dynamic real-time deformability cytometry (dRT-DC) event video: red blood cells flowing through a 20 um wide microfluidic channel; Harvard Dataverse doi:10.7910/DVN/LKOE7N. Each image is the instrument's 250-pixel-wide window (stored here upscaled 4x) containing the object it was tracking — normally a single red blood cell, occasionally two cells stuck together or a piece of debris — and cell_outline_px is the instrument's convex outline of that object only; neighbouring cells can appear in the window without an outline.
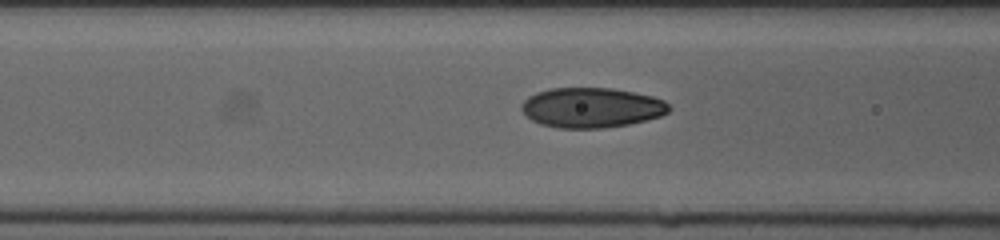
{"species": "human", "species_latin": "Homo sapiens", "temperature_condition": "cold", "stored_images_in_passage": 18, "camera_frame_rate_fps": 3000, "um_per_image_px": 0.085, "donor": {"sex": "female"}, "frame": {"image": 1, "passage_image": 16, "time_ms": 5.0, "image_size_px": [1000, 240], "cell_outline_px": [[672, 108], [668, 112], [660, 116], [628, 124], [600, 128], [560, 128], [540, 124], [532, 120], [520, 108], [520, 104], [528, 96], [536, 92], [552, 88], [612, 88], [652, 96], [664, 100]], "centroid_in_image_um": [50.26, 9.14], "position_along_channel_um": 116.3, "area_um2": 34.28}}